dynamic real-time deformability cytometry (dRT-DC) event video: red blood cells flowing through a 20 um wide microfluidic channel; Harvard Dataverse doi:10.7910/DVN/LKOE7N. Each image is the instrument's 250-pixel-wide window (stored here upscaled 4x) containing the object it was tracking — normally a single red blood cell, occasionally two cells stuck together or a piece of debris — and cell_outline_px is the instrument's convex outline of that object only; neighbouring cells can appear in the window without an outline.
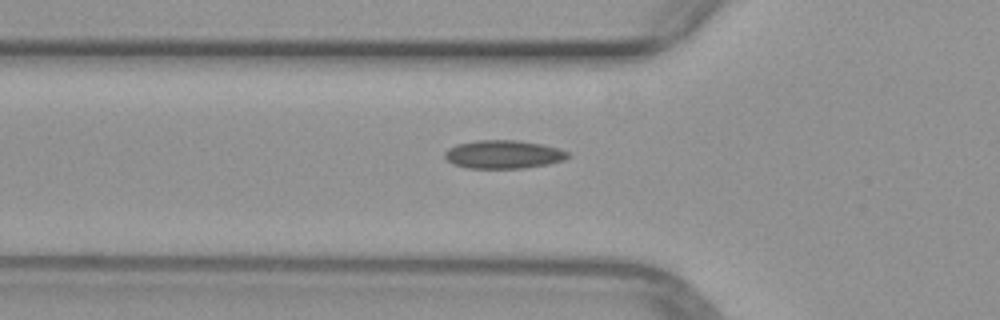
{"species": "common noctule bat (a hibernating species)", "species_latin": "Nyctalus noctula", "temperature_condition": "warm", "stored_images_in_passage": 25, "camera_frame_rate_fps": 3000, "um_per_image_px": 0.085, "animal": {"sex": "female", "body_mass_g": 29.2, "forearm_length_mm": 56.3}, "frame": {"image": 1, "passage_image": 2, "time_ms": 0.333, "image_size_px": [1000, 320], "cell_outline_px": [[572, 156], [564, 160], [548, 164], [524, 168], [468, 168], [452, 164], [444, 156], [444, 152], [448, 148], [456, 144], [476, 140], [516, 140], [540, 144], [560, 148], [568, 152]], "centroid_in_image_um": [42.79, 13.12], "position_along_channel_um": 83.0, "area_um2": 20.46}}
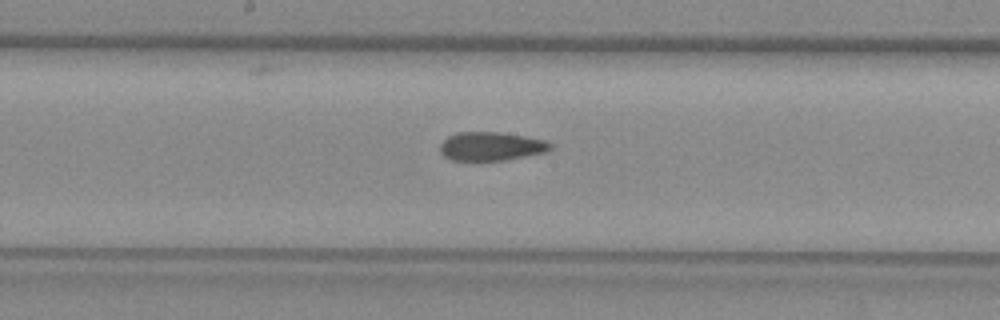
{"frame": {"image": 2, "passage_image": 11, "time_ms": 3.333, "image_size_px": [1000, 320], "cell_outline_px": [[552, 148], [544, 152], [504, 160], [452, 160], [444, 156], [440, 152], [440, 144], [448, 136], [456, 132], [500, 132], [524, 136], [544, 140], [552, 144]], "centroid_in_image_um": [41.71, 12.43], "position_along_channel_um": 206.5, "area_um2": 18.26}}
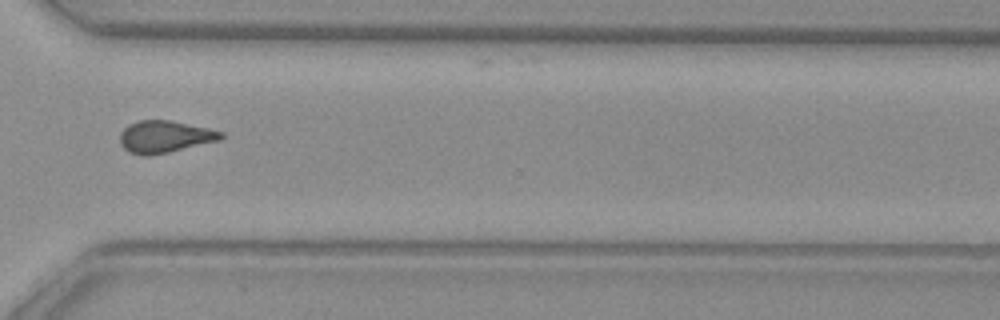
{"frame": {"image": 3, "passage_image": 22, "time_ms": 7.0, "image_size_px": [1000, 320], "cell_outline_px": [[224, 136], [220, 140], [152, 156], [140, 156], [128, 152], [120, 144], [120, 132], [128, 124], [140, 120], [172, 120], [208, 128], [224, 132]], "centroid_in_image_um": [13.98, 11.63], "position_along_channel_um": 356.6, "area_um2": 19.13}}